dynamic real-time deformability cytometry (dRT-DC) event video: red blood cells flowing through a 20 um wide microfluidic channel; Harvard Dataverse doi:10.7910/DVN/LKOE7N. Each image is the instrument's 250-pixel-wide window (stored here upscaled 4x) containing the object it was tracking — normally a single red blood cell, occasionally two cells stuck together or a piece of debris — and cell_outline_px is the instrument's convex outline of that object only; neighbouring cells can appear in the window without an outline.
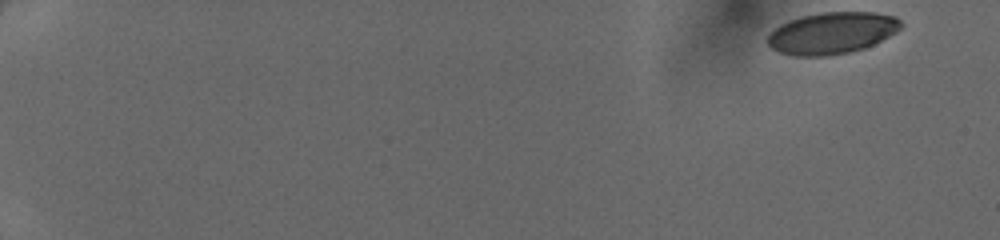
{"species": "human", "species_latin": "Homo sapiens", "temperature_condition": "cold", "stored_images_in_passage": 48, "camera_frame_rate_fps": 3000, "um_per_image_px": 0.085, "donor": {"sex": "female"}, "frame": {"image": 1, "passage_image": 1, "time_ms": 0.0, "image_size_px": [1000, 240], "cell_outline_px": [[904, 24], [896, 32], [864, 48], [852, 52], [824, 56], [796, 56], [780, 52], [772, 48], [768, 44], [768, 36], [780, 24], [804, 16], [820, 12], [872, 12], [896, 16]], "centroid_in_image_um": [70.74, 2.81], "position_along_channel_um": 14.3, "area_um2": 32.14}}
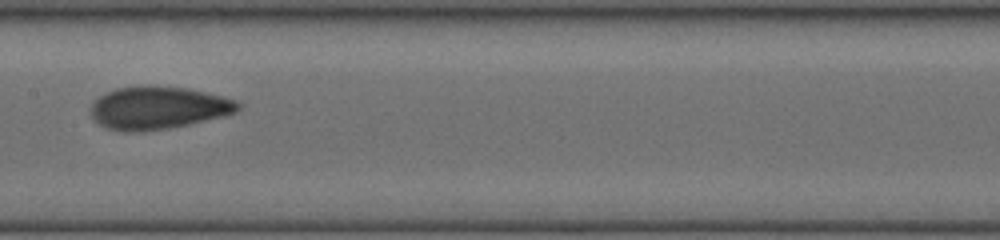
{"frame": {"image": 2, "passage_image": 27, "time_ms": 8.667, "image_size_px": [1000, 240], "cell_outline_px": [[240, 108], [236, 112], [224, 116], [188, 124], [168, 128], [144, 132], [120, 132], [104, 128], [92, 120], [92, 104], [100, 96], [116, 88], [188, 88], [236, 100], [240, 104]], "centroid_in_image_um": [13.42, 9.22], "position_along_channel_um": 194.0, "area_um2": 35.95}}
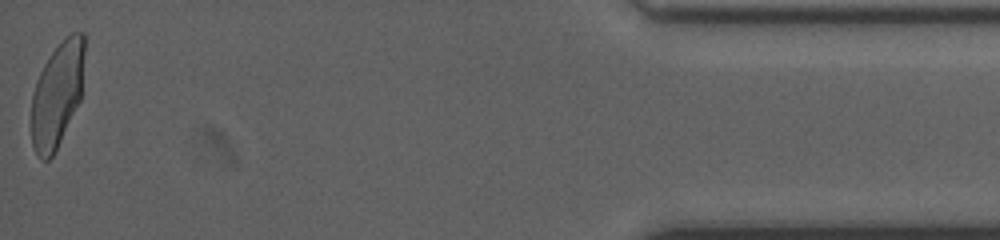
{"frame": {"image": 3, "passage_image": 48, "time_ms": 15.667, "image_size_px": [1000, 240], "cell_outline_px": [[84, 52], [80, 100], [52, 156], [48, 160], [40, 160], [36, 156], [32, 144], [32, 92], [36, 80], [44, 64], [52, 52], [72, 32], [84, 32]], "centroid_in_image_um": [4.84, 8.05], "position_along_channel_um": 430.4, "area_um2": 31.96}}